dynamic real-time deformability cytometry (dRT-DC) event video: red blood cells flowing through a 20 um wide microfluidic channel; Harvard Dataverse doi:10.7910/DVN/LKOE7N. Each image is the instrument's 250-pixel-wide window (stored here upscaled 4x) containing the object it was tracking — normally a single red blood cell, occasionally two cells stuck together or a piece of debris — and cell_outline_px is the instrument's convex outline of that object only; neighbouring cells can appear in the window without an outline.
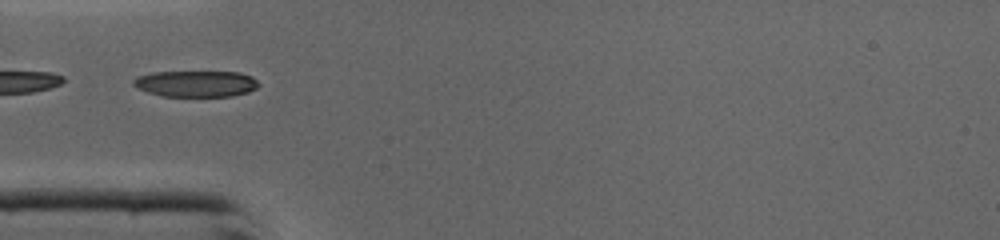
{"species": "common noctule bat (a hibernating species)", "species_latin": "Nyctalus noctula", "temperature_condition": "cold", "stored_images_in_passage": 9, "camera_frame_rate_fps": 3000, "um_per_image_px": 0.085, "animal": {"sex": "male", "body_mass_g": 19.0, "forearm_length_mm": 50.8}, "frame": {"image": 1, "passage_image": 1, "time_ms": 0.0, "image_size_px": [1000, 240], "cell_outline_px": [[260, 84], [256, 88], [248, 92], [232, 96], [160, 96], [136, 88], [132, 84], [132, 80], [136, 76], [152, 72], [240, 72], [252, 76]], "centroid_in_image_um": [16.63, 7.11], "position_along_channel_um": 68.4, "area_um2": 19.31}}
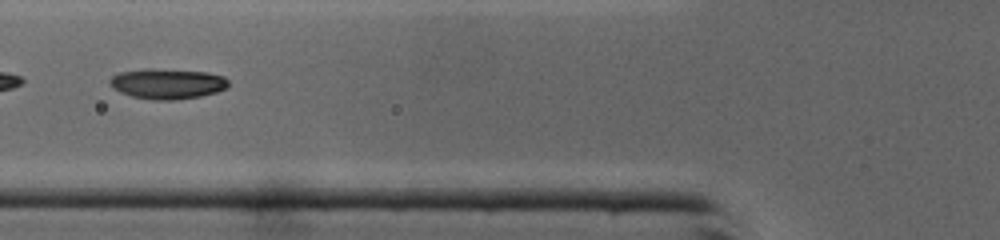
{"frame": {"image": 2, "passage_image": 4, "time_ms": 1.0, "image_size_px": [1000, 240], "cell_outline_px": [[228, 88], [216, 92], [200, 96], [176, 100], [152, 100], [132, 96], [120, 92], [112, 88], [108, 84], [108, 80], [112, 76], [120, 72], [152, 68], [208, 72], [224, 76], [228, 80]], "centroid_in_image_um": [14.22, 7.12], "position_along_channel_um": 111.6, "area_um2": 21.15}}
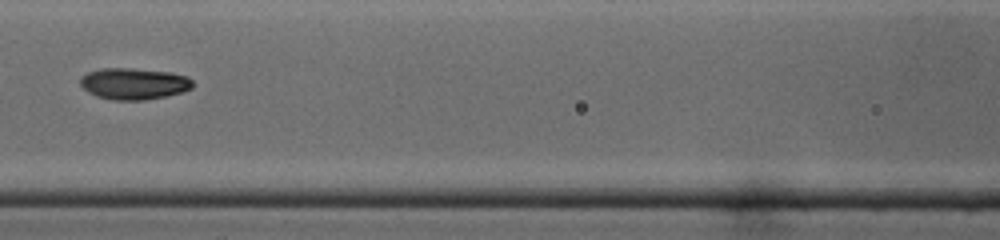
{"frame": {"image": 3, "passage_image": 7, "time_ms": 2.0, "image_size_px": [1000, 240], "cell_outline_px": [[192, 88], [180, 92], [164, 96], [144, 100], [112, 100], [96, 96], [88, 92], [80, 84], [80, 76], [88, 72], [100, 68], [132, 68], [168, 72], [188, 76], [192, 80]], "centroid_in_image_um": [11.34, 7.11], "position_along_channel_um": 155.3, "area_um2": 20.58}}